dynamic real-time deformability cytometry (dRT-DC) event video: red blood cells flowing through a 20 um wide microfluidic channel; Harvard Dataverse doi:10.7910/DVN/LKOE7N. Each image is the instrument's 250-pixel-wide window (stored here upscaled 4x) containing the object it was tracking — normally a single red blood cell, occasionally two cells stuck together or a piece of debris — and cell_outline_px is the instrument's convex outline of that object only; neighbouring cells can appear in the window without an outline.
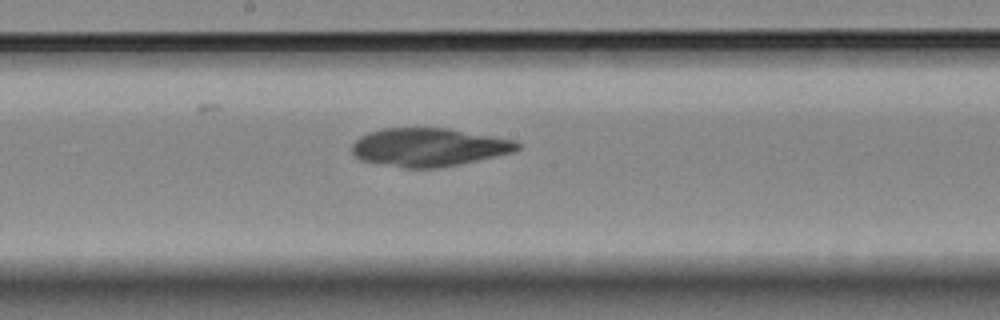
{"species": "Egyptian fruit bat (a non-hibernating species)", "species_latin": "Rousettus aegyptiacus", "temperature_condition": "room temperature", "stored_images_in_passage": 10, "segment_of_instrument_passage": [2, 2], "camera_frame_rate_fps": 3000, "um_per_image_px": 0.085, "animal": {"sex": "female"}, "frame": {"image": 1, "passage_image": 10, "time_ms": 11.333, "image_size_px": [1000, 320], "cell_outline_px": [[524, 144], [516, 152], [460, 164], [440, 168], [404, 168], [360, 160], [352, 152], [352, 144], [360, 136], [368, 132], [384, 128], [448, 128], [516, 140]], "centroid_in_image_um": [36.5, 12.51], "position_along_channel_um": 211.7, "area_um2": 37.22}}